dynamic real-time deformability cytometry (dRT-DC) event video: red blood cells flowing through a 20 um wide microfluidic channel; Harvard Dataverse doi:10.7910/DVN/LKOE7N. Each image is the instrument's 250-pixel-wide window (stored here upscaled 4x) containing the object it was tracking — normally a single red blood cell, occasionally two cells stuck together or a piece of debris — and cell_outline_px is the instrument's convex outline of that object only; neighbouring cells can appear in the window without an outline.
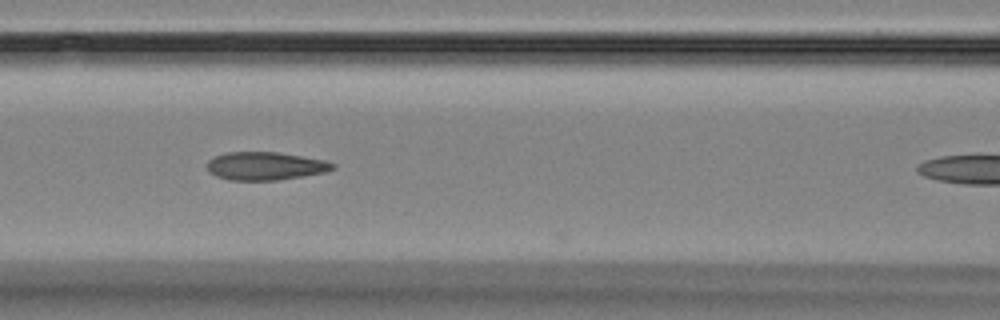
{"species": "Egyptian fruit bat (a non-hibernating species)", "species_latin": "Rousettus aegyptiacus", "temperature_condition": "room temperature", "stored_images_in_passage": 6, "camera_frame_rate_fps": 3000, "um_per_image_px": 0.085, "animal": {"sex": "female"}, "frame": {"image": 1, "passage_image": 5, "time_ms": 4.667, "image_size_px": [1000, 320], "cell_outline_px": [[336, 168], [324, 172], [276, 180], [228, 180], [216, 176], [208, 172], [208, 160], [216, 156], [228, 152], [276, 152], [324, 160], [336, 164]], "centroid_in_image_um": [22.53, 14.11], "position_along_channel_um": 144.1, "area_um2": 20.35}}